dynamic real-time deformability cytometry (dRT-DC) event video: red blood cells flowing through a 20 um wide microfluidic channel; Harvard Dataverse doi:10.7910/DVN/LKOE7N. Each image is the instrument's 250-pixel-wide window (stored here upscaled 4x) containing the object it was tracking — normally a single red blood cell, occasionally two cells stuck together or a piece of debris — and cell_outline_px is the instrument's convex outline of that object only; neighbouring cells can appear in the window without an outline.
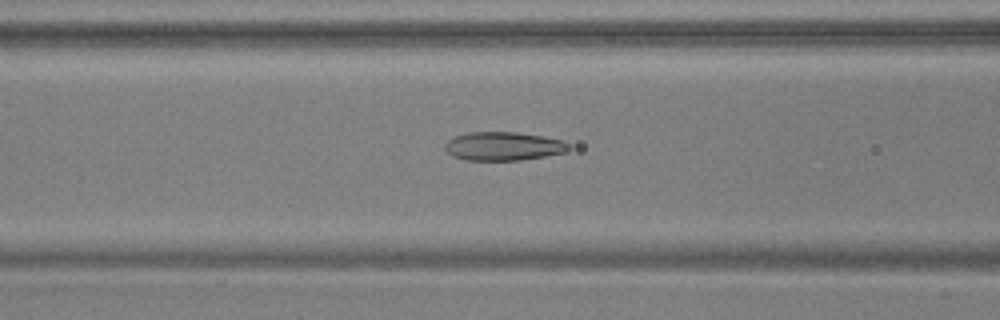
{"species": "common noctule bat (a hibernating species)", "species_latin": "Nyctalus noctula", "temperature_condition": "warm", "stored_images_in_passage": 53, "camera_frame_rate_fps": 3000, "um_per_image_px": 0.085, "animal": {"sex": "male", "body_mass_g": 17.9, "forearm_length_mm": 54.2}, "frame": {"image": 1, "passage_image": 22, "time_ms": 7.0, "image_size_px": [1000, 320], "cell_outline_px": [[572, 148], [568, 152], [520, 160], [468, 160], [452, 156], [444, 148], [444, 144], [448, 140], [456, 136], [468, 132], [516, 132], [544, 136], [564, 140]], "centroid_in_image_um": [42.82, 12.42], "position_along_channel_um": 123.8, "area_um2": 20.75}}
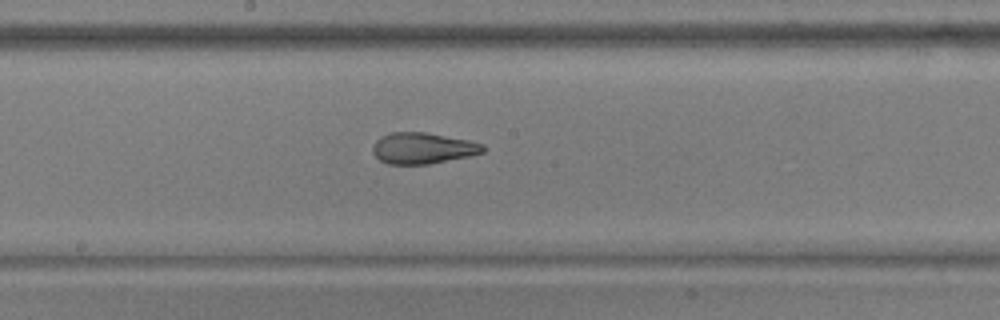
{"frame": {"image": 2, "passage_image": 29, "time_ms": 9.333, "image_size_px": [1000, 320], "cell_outline_px": [[484, 152], [468, 156], [428, 164], [388, 164], [380, 160], [372, 152], [372, 144], [380, 136], [392, 132], [424, 132], [468, 140], [484, 144]], "centroid_in_image_um": [35.9, 12.59], "position_along_channel_um": 212.3, "area_um2": 19.94}}
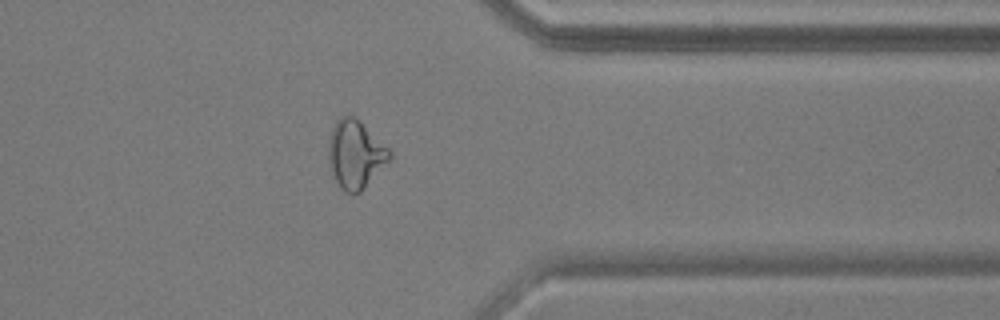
{"frame": {"image": 3, "passage_image": 43, "time_ms": 14.0, "image_size_px": [1000, 320], "cell_outline_px": [[392, 156], [364, 188], [360, 192], [344, 192], [340, 188], [332, 176], [328, 164], [328, 140], [332, 128], [336, 120], [340, 116], [356, 116], [392, 152]], "centroid_in_image_um": [30.17, 13.1], "position_along_channel_um": 381.2, "area_um2": 24.28}, "authors_computed_cell_mechanics": {"area_um2": 22.0218, "velocity_mm_per_s": 3.7871, "shape_relaxation_time_tau1_ms": 10.5497, "shape_relaxation_time_tau2_ms": 1.2697, "deformation_change_tau1": 0.2751, "deformation_change_tau2": 0.0796}}